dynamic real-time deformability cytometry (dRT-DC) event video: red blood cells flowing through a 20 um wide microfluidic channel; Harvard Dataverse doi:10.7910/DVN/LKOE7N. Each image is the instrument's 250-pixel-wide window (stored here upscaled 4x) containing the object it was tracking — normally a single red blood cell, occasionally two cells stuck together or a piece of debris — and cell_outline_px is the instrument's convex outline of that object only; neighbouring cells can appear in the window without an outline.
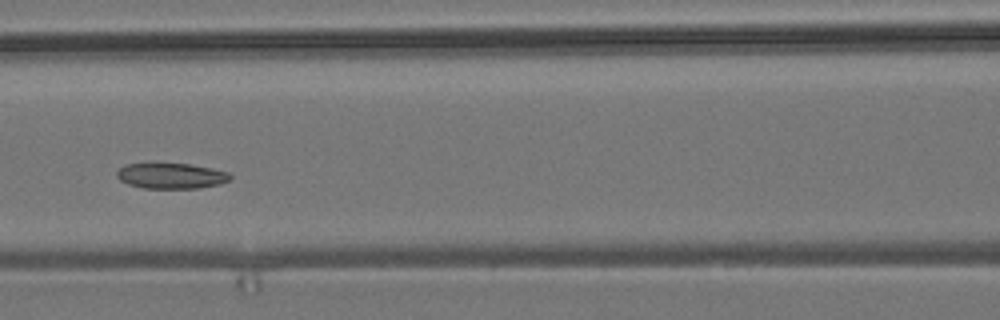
{"species": "common noctule bat (a hibernating species)", "species_latin": "Nyctalus noctula", "temperature_condition": "room temperature", "stored_images_in_passage": 6, "camera_frame_rate_fps": 3000, "um_per_image_px": 0.085, "animal": {"sex": "male", "body_mass_g": 19.2, "forearm_length_mm": 51.8}, "frame": {"image": 1, "passage_image": 4, "time_ms": 1.0, "image_size_px": [1000, 320], "cell_outline_px": [[232, 176], [228, 180], [220, 184], [200, 188], [144, 188], [128, 184], [120, 180], [116, 176], [116, 172], [124, 164], [188, 164], [212, 168], [228, 172]], "centroid_in_image_um": [14.54, 14.95], "position_along_channel_um": 152.1, "area_um2": 16.76}}
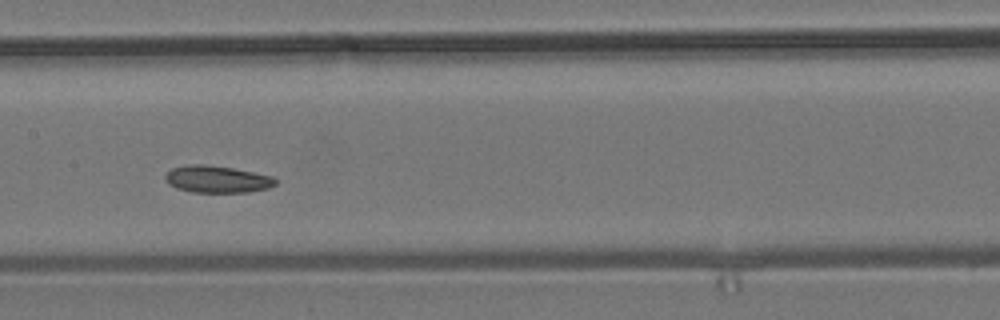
{"frame": {"image": 2, "passage_image": 5, "time_ms": 1.333, "image_size_px": [1000, 320], "cell_outline_px": [[276, 184], [268, 188], [248, 192], [192, 192], [176, 188], [168, 184], [164, 180], [164, 176], [172, 168], [188, 164], [204, 164], [232, 168], [272, 176], [276, 180]], "centroid_in_image_um": [18.41, 15.23], "position_along_channel_um": 189.0, "area_um2": 17.34}}
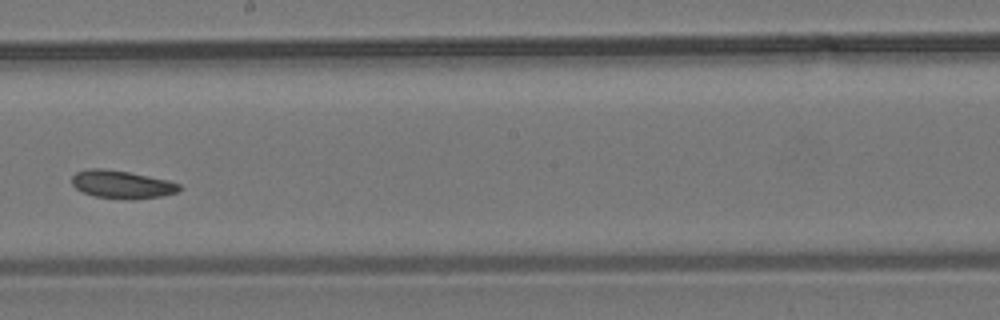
{"frame": {"image": 3, "passage_image": 6, "time_ms": 1.667, "image_size_px": [1000, 320], "cell_outline_px": [[180, 188], [176, 192], [160, 196], [132, 200], [96, 196], [84, 192], [76, 188], [72, 184], [72, 176], [76, 172], [88, 168], [104, 168], [128, 172], [168, 180], [180, 184]], "centroid_in_image_um": [10.33, 15.67], "position_along_channel_um": 237.9, "area_um2": 17.34}}